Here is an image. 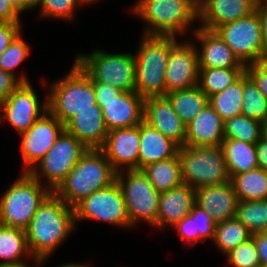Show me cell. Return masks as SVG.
I'll return each instance as SVG.
<instances>
[{
	"mask_svg": "<svg viewBox=\"0 0 267 267\" xmlns=\"http://www.w3.org/2000/svg\"><path fill=\"white\" fill-rule=\"evenodd\" d=\"M140 124L108 132L100 148L116 172L138 169ZM125 168V169H124Z\"/></svg>",
	"mask_w": 267,
	"mask_h": 267,
	"instance_id": "16",
	"label": "cell"
},
{
	"mask_svg": "<svg viewBox=\"0 0 267 267\" xmlns=\"http://www.w3.org/2000/svg\"><path fill=\"white\" fill-rule=\"evenodd\" d=\"M235 217L252 234L264 232L267 228V199L238 201Z\"/></svg>",
	"mask_w": 267,
	"mask_h": 267,
	"instance_id": "35",
	"label": "cell"
},
{
	"mask_svg": "<svg viewBox=\"0 0 267 267\" xmlns=\"http://www.w3.org/2000/svg\"><path fill=\"white\" fill-rule=\"evenodd\" d=\"M74 61L91 80L110 84L120 91H135L133 53L113 54L96 49L88 55H77Z\"/></svg>",
	"mask_w": 267,
	"mask_h": 267,
	"instance_id": "8",
	"label": "cell"
},
{
	"mask_svg": "<svg viewBox=\"0 0 267 267\" xmlns=\"http://www.w3.org/2000/svg\"><path fill=\"white\" fill-rule=\"evenodd\" d=\"M247 74L257 84L258 90L267 99V61H258L246 65Z\"/></svg>",
	"mask_w": 267,
	"mask_h": 267,
	"instance_id": "42",
	"label": "cell"
},
{
	"mask_svg": "<svg viewBox=\"0 0 267 267\" xmlns=\"http://www.w3.org/2000/svg\"><path fill=\"white\" fill-rule=\"evenodd\" d=\"M224 138L256 144L263 137V122L244 115L227 119L223 124Z\"/></svg>",
	"mask_w": 267,
	"mask_h": 267,
	"instance_id": "34",
	"label": "cell"
},
{
	"mask_svg": "<svg viewBox=\"0 0 267 267\" xmlns=\"http://www.w3.org/2000/svg\"><path fill=\"white\" fill-rule=\"evenodd\" d=\"M231 182L234 186L238 201H257L267 199V171L259 167L233 175Z\"/></svg>",
	"mask_w": 267,
	"mask_h": 267,
	"instance_id": "30",
	"label": "cell"
},
{
	"mask_svg": "<svg viewBox=\"0 0 267 267\" xmlns=\"http://www.w3.org/2000/svg\"><path fill=\"white\" fill-rule=\"evenodd\" d=\"M178 158L183 183L194 189L231 181L221 146H179Z\"/></svg>",
	"mask_w": 267,
	"mask_h": 267,
	"instance_id": "7",
	"label": "cell"
},
{
	"mask_svg": "<svg viewBox=\"0 0 267 267\" xmlns=\"http://www.w3.org/2000/svg\"><path fill=\"white\" fill-rule=\"evenodd\" d=\"M246 68H199L198 86L209 98L237 81Z\"/></svg>",
	"mask_w": 267,
	"mask_h": 267,
	"instance_id": "31",
	"label": "cell"
},
{
	"mask_svg": "<svg viewBox=\"0 0 267 267\" xmlns=\"http://www.w3.org/2000/svg\"><path fill=\"white\" fill-rule=\"evenodd\" d=\"M20 14L7 0H0V22H21Z\"/></svg>",
	"mask_w": 267,
	"mask_h": 267,
	"instance_id": "48",
	"label": "cell"
},
{
	"mask_svg": "<svg viewBox=\"0 0 267 267\" xmlns=\"http://www.w3.org/2000/svg\"><path fill=\"white\" fill-rule=\"evenodd\" d=\"M29 82L28 77L22 74L17 77L9 72L0 69V104H2L21 83Z\"/></svg>",
	"mask_w": 267,
	"mask_h": 267,
	"instance_id": "41",
	"label": "cell"
},
{
	"mask_svg": "<svg viewBox=\"0 0 267 267\" xmlns=\"http://www.w3.org/2000/svg\"><path fill=\"white\" fill-rule=\"evenodd\" d=\"M42 0H24V11L32 10L34 8H38V5Z\"/></svg>",
	"mask_w": 267,
	"mask_h": 267,
	"instance_id": "51",
	"label": "cell"
},
{
	"mask_svg": "<svg viewBox=\"0 0 267 267\" xmlns=\"http://www.w3.org/2000/svg\"><path fill=\"white\" fill-rule=\"evenodd\" d=\"M143 120L179 146L185 145L186 125L173 110L166 96L144 99Z\"/></svg>",
	"mask_w": 267,
	"mask_h": 267,
	"instance_id": "20",
	"label": "cell"
},
{
	"mask_svg": "<svg viewBox=\"0 0 267 267\" xmlns=\"http://www.w3.org/2000/svg\"><path fill=\"white\" fill-rule=\"evenodd\" d=\"M52 193L29 172L20 177L0 198V224L26 230L39 206Z\"/></svg>",
	"mask_w": 267,
	"mask_h": 267,
	"instance_id": "6",
	"label": "cell"
},
{
	"mask_svg": "<svg viewBox=\"0 0 267 267\" xmlns=\"http://www.w3.org/2000/svg\"><path fill=\"white\" fill-rule=\"evenodd\" d=\"M195 203L217 224L236 216L238 198L232 182L195 189Z\"/></svg>",
	"mask_w": 267,
	"mask_h": 267,
	"instance_id": "21",
	"label": "cell"
},
{
	"mask_svg": "<svg viewBox=\"0 0 267 267\" xmlns=\"http://www.w3.org/2000/svg\"><path fill=\"white\" fill-rule=\"evenodd\" d=\"M11 6L20 14L24 12V0H7Z\"/></svg>",
	"mask_w": 267,
	"mask_h": 267,
	"instance_id": "50",
	"label": "cell"
},
{
	"mask_svg": "<svg viewBox=\"0 0 267 267\" xmlns=\"http://www.w3.org/2000/svg\"><path fill=\"white\" fill-rule=\"evenodd\" d=\"M74 210L75 222L99 220L119 228L131 227L123 194L116 181L84 198L74 207Z\"/></svg>",
	"mask_w": 267,
	"mask_h": 267,
	"instance_id": "11",
	"label": "cell"
},
{
	"mask_svg": "<svg viewBox=\"0 0 267 267\" xmlns=\"http://www.w3.org/2000/svg\"><path fill=\"white\" fill-rule=\"evenodd\" d=\"M131 8L147 23L143 34L148 35H184L198 20V6L192 0H137Z\"/></svg>",
	"mask_w": 267,
	"mask_h": 267,
	"instance_id": "4",
	"label": "cell"
},
{
	"mask_svg": "<svg viewBox=\"0 0 267 267\" xmlns=\"http://www.w3.org/2000/svg\"><path fill=\"white\" fill-rule=\"evenodd\" d=\"M197 6H199L205 0H192Z\"/></svg>",
	"mask_w": 267,
	"mask_h": 267,
	"instance_id": "56",
	"label": "cell"
},
{
	"mask_svg": "<svg viewBox=\"0 0 267 267\" xmlns=\"http://www.w3.org/2000/svg\"><path fill=\"white\" fill-rule=\"evenodd\" d=\"M99 0H81L83 5H87L88 3H95L98 2Z\"/></svg>",
	"mask_w": 267,
	"mask_h": 267,
	"instance_id": "55",
	"label": "cell"
},
{
	"mask_svg": "<svg viewBox=\"0 0 267 267\" xmlns=\"http://www.w3.org/2000/svg\"><path fill=\"white\" fill-rule=\"evenodd\" d=\"M48 110L64 125L80 110L94 108L96 95L91 78L74 61L71 70L48 86Z\"/></svg>",
	"mask_w": 267,
	"mask_h": 267,
	"instance_id": "5",
	"label": "cell"
},
{
	"mask_svg": "<svg viewBox=\"0 0 267 267\" xmlns=\"http://www.w3.org/2000/svg\"><path fill=\"white\" fill-rule=\"evenodd\" d=\"M258 0H205L198 6L200 28L215 31L219 26L256 11Z\"/></svg>",
	"mask_w": 267,
	"mask_h": 267,
	"instance_id": "19",
	"label": "cell"
},
{
	"mask_svg": "<svg viewBox=\"0 0 267 267\" xmlns=\"http://www.w3.org/2000/svg\"><path fill=\"white\" fill-rule=\"evenodd\" d=\"M193 29L191 33L200 43V50L195 45L199 68H246L215 31L198 26Z\"/></svg>",
	"mask_w": 267,
	"mask_h": 267,
	"instance_id": "18",
	"label": "cell"
},
{
	"mask_svg": "<svg viewBox=\"0 0 267 267\" xmlns=\"http://www.w3.org/2000/svg\"><path fill=\"white\" fill-rule=\"evenodd\" d=\"M116 173L100 149H87L54 193L74 208L90 194L114 183Z\"/></svg>",
	"mask_w": 267,
	"mask_h": 267,
	"instance_id": "3",
	"label": "cell"
},
{
	"mask_svg": "<svg viewBox=\"0 0 267 267\" xmlns=\"http://www.w3.org/2000/svg\"><path fill=\"white\" fill-rule=\"evenodd\" d=\"M24 256L34 259L28 248L25 230L0 224V265L24 264Z\"/></svg>",
	"mask_w": 267,
	"mask_h": 267,
	"instance_id": "27",
	"label": "cell"
},
{
	"mask_svg": "<svg viewBox=\"0 0 267 267\" xmlns=\"http://www.w3.org/2000/svg\"><path fill=\"white\" fill-rule=\"evenodd\" d=\"M22 22H0V55L9 47L13 39L20 33Z\"/></svg>",
	"mask_w": 267,
	"mask_h": 267,
	"instance_id": "44",
	"label": "cell"
},
{
	"mask_svg": "<svg viewBox=\"0 0 267 267\" xmlns=\"http://www.w3.org/2000/svg\"><path fill=\"white\" fill-rule=\"evenodd\" d=\"M65 125L47 110L25 132L20 134L24 171L29 172L53 146Z\"/></svg>",
	"mask_w": 267,
	"mask_h": 267,
	"instance_id": "13",
	"label": "cell"
},
{
	"mask_svg": "<svg viewBox=\"0 0 267 267\" xmlns=\"http://www.w3.org/2000/svg\"><path fill=\"white\" fill-rule=\"evenodd\" d=\"M22 34L20 32L0 55V69L15 76L16 68L29 56L31 50L28 43L22 38Z\"/></svg>",
	"mask_w": 267,
	"mask_h": 267,
	"instance_id": "37",
	"label": "cell"
},
{
	"mask_svg": "<svg viewBox=\"0 0 267 267\" xmlns=\"http://www.w3.org/2000/svg\"><path fill=\"white\" fill-rule=\"evenodd\" d=\"M96 100H109L116 97L121 91L110 84L92 80Z\"/></svg>",
	"mask_w": 267,
	"mask_h": 267,
	"instance_id": "46",
	"label": "cell"
},
{
	"mask_svg": "<svg viewBox=\"0 0 267 267\" xmlns=\"http://www.w3.org/2000/svg\"><path fill=\"white\" fill-rule=\"evenodd\" d=\"M263 137L267 139V120L263 122Z\"/></svg>",
	"mask_w": 267,
	"mask_h": 267,
	"instance_id": "54",
	"label": "cell"
},
{
	"mask_svg": "<svg viewBox=\"0 0 267 267\" xmlns=\"http://www.w3.org/2000/svg\"><path fill=\"white\" fill-rule=\"evenodd\" d=\"M30 82L20 86L0 104V123L6 120L19 133L27 131L48 110V100L39 101Z\"/></svg>",
	"mask_w": 267,
	"mask_h": 267,
	"instance_id": "14",
	"label": "cell"
},
{
	"mask_svg": "<svg viewBox=\"0 0 267 267\" xmlns=\"http://www.w3.org/2000/svg\"><path fill=\"white\" fill-rule=\"evenodd\" d=\"M142 170L159 193L183 184L178 154L170 159L152 163Z\"/></svg>",
	"mask_w": 267,
	"mask_h": 267,
	"instance_id": "29",
	"label": "cell"
},
{
	"mask_svg": "<svg viewBox=\"0 0 267 267\" xmlns=\"http://www.w3.org/2000/svg\"><path fill=\"white\" fill-rule=\"evenodd\" d=\"M195 221L196 233H200L202 242L206 239L213 241L216 223L211 215L203 210L196 203L193 205L192 211L189 214Z\"/></svg>",
	"mask_w": 267,
	"mask_h": 267,
	"instance_id": "40",
	"label": "cell"
},
{
	"mask_svg": "<svg viewBox=\"0 0 267 267\" xmlns=\"http://www.w3.org/2000/svg\"><path fill=\"white\" fill-rule=\"evenodd\" d=\"M258 167L267 171V139L262 137L255 144Z\"/></svg>",
	"mask_w": 267,
	"mask_h": 267,
	"instance_id": "49",
	"label": "cell"
},
{
	"mask_svg": "<svg viewBox=\"0 0 267 267\" xmlns=\"http://www.w3.org/2000/svg\"><path fill=\"white\" fill-rule=\"evenodd\" d=\"M87 149L74 135L64 130L29 173L41 183L45 178L46 186L54 192Z\"/></svg>",
	"mask_w": 267,
	"mask_h": 267,
	"instance_id": "10",
	"label": "cell"
},
{
	"mask_svg": "<svg viewBox=\"0 0 267 267\" xmlns=\"http://www.w3.org/2000/svg\"><path fill=\"white\" fill-rule=\"evenodd\" d=\"M57 267H65V264H63V265L61 264L60 266H57Z\"/></svg>",
	"mask_w": 267,
	"mask_h": 267,
	"instance_id": "57",
	"label": "cell"
},
{
	"mask_svg": "<svg viewBox=\"0 0 267 267\" xmlns=\"http://www.w3.org/2000/svg\"><path fill=\"white\" fill-rule=\"evenodd\" d=\"M96 102L102 108L108 131L134 127L143 121L144 99L136 91H121L113 99Z\"/></svg>",
	"mask_w": 267,
	"mask_h": 267,
	"instance_id": "17",
	"label": "cell"
},
{
	"mask_svg": "<svg viewBox=\"0 0 267 267\" xmlns=\"http://www.w3.org/2000/svg\"><path fill=\"white\" fill-rule=\"evenodd\" d=\"M195 204V189L187 184L160 193L155 228L173 227L189 215Z\"/></svg>",
	"mask_w": 267,
	"mask_h": 267,
	"instance_id": "23",
	"label": "cell"
},
{
	"mask_svg": "<svg viewBox=\"0 0 267 267\" xmlns=\"http://www.w3.org/2000/svg\"><path fill=\"white\" fill-rule=\"evenodd\" d=\"M82 5L81 0H42L38 6L40 7V17L73 21L76 8Z\"/></svg>",
	"mask_w": 267,
	"mask_h": 267,
	"instance_id": "38",
	"label": "cell"
},
{
	"mask_svg": "<svg viewBox=\"0 0 267 267\" xmlns=\"http://www.w3.org/2000/svg\"><path fill=\"white\" fill-rule=\"evenodd\" d=\"M251 237L252 233L236 217H233L215 225L213 242L226 255Z\"/></svg>",
	"mask_w": 267,
	"mask_h": 267,
	"instance_id": "33",
	"label": "cell"
},
{
	"mask_svg": "<svg viewBox=\"0 0 267 267\" xmlns=\"http://www.w3.org/2000/svg\"><path fill=\"white\" fill-rule=\"evenodd\" d=\"M215 32L244 65L263 61L262 29L256 11L219 26Z\"/></svg>",
	"mask_w": 267,
	"mask_h": 267,
	"instance_id": "12",
	"label": "cell"
},
{
	"mask_svg": "<svg viewBox=\"0 0 267 267\" xmlns=\"http://www.w3.org/2000/svg\"><path fill=\"white\" fill-rule=\"evenodd\" d=\"M172 104L173 110L185 125H188L209 103V98L198 85L177 90L165 95Z\"/></svg>",
	"mask_w": 267,
	"mask_h": 267,
	"instance_id": "28",
	"label": "cell"
},
{
	"mask_svg": "<svg viewBox=\"0 0 267 267\" xmlns=\"http://www.w3.org/2000/svg\"><path fill=\"white\" fill-rule=\"evenodd\" d=\"M243 101V75L221 92L209 97V104L222 120L241 115Z\"/></svg>",
	"mask_w": 267,
	"mask_h": 267,
	"instance_id": "32",
	"label": "cell"
},
{
	"mask_svg": "<svg viewBox=\"0 0 267 267\" xmlns=\"http://www.w3.org/2000/svg\"><path fill=\"white\" fill-rule=\"evenodd\" d=\"M199 65L195 44L177 42L170 50L166 68V94L198 84Z\"/></svg>",
	"mask_w": 267,
	"mask_h": 267,
	"instance_id": "15",
	"label": "cell"
},
{
	"mask_svg": "<svg viewBox=\"0 0 267 267\" xmlns=\"http://www.w3.org/2000/svg\"><path fill=\"white\" fill-rule=\"evenodd\" d=\"M230 267H260L255 241L251 237L226 254Z\"/></svg>",
	"mask_w": 267,
	"mask_h": 267,
	"instance_id": "39",
	"label": "cell"
},
{
	"mask_svg": "<svg viewBox=\"0 0 267 267\" xmlns=\"http://www.w3.org/2000/svg\"><path fill=\"white\" fill-rule=\"evenodd\" d=\"M135 57V91L143 98L166 95L165 76L171 48L178 42L170 35L143 34Z\"/></svg>",
	"mask_w": 267,
	"mask_h": 267,
	"instance_id": "2",
	"label": "cell"
},
{
	"mask_svg": "<svg viewBox=\"0 0 267 267\" xmlns=\"http://www.w3.org/2000/svg\"><path fill=\"white\" fill-rule=\"evenodd\" d=\"M261 266H267V232L252 234Z\"/></svg>",
	"mask_w": 267,
	"mask_h": 267,
	"instance_id": "47",
	"label": "cell"
},
{
	"mask_svg": "<svg viewBox=\"0 0 267 267\" xmlns=\"http://www.w3.org/2000/svg\"><path fill=\"white\" fill-rule=\"evenodd\" d=\"M116 182L121 188L131 227L141 221L154 227L160 193L149 182L143 170L117 172Z\"/></svg>",
	"mask_w": 267,
	"mask_h": 267,
	"instance_id": "9",
	"label": "cell"
},
{
	"mask_svg": "<svg viewBox=\"0 0 267 267\" xmlns=\"http://www.w3.org/2000/svg\"><path fill=\"white\" fill-rule=\"evenodd\" d=\"M241 114L261 122L267 120V99L258 90L257 84L247 72L243 74V101Z\"/></svg>",
	"mask_w": 267,
	"mask_h": 267,
	"instance_id": "36",
	"label": "cell"
},
{
	"mask_svg": "<svg viewBox=\"0 0 267 267\" xmlns=\"http://www.w3.org/2000/svg\"><path fill=\"white\" fill-rule=\"evenodd\" d=\"M28 265L29 264L24 263V264H17V265H3V266L0 265V267H30Z\"/></svg>",
	"mask_w": 267,
	"mask_h": 267,
	"instance_id": "53",
	"label": "cell"
},
{
	"mask_svg": "<svg viewBox=\"0 0 267 267\" xmlns=\"http://www.w3.org/2000/svg\"><path fill=\"white\" fill-rule=\"evenodd\" d=\"M173 229H176L177 235L185 241L189 242L191 245H195L200 241V233H196V226L194 219L187 215L176 225L173 226Z\"/></svg>",
	"mask_w": 267,
	"mask_h": 267,
	"instance_id": "43",
	"label": "cell"
},
{
	"mask_svg": "<svg viewBox=\"0 0 267 267\" xmlns=\"http://www.w3.org/2000/svg\"><path fill=\"white\" fill-rule=\"evenodd\" d=\"M75 210L52 192L33 215L26 232L27 244L37 266L43 265L75 230Z\"/></svg>",
	"mask_w": 267,
	"mask_h": 267,
	"instance_id": "1",
	"label": "cell"
},
{
	"mask_svg": "<svg viewBox=\"0 0 267 267\" xmlns=\"http://www.w3.org/2000/svg\"><path fill=\"white\" fill-rule=\"evenodd\" d=\"M256 12L262 29L263 60L267 59V0H258Z\"/></svg>",
	"mask_w": 267,
	"mask_h": 267,
	"instance_id": "45",
	"label": "cell"
},
{
	"mask_svg": "<svg viewBox=\"0 0 267 267\" xmlns=\"http://www.w3.org/2000/svg\"><path fill=\"white\" fill-rule=\"evenodd\" d=\"M221 149L230 177L258 167L255 144L224 139Z\"/></svg>",
	"mask_w": 267,
	"mask_h": 267,
	"instance_id": "26",
	"label": "cell"
},
{
	"mask_svg": "<svg viewBox=\"0 0 267 267\" xmlns=\"http://www.w3.org/2000/svg\"><path fill=\"white\" fill-rule=\"evenodd\" d=\"M65 130L88 149H100L109 132L103 119L102 108L97 103L94 108L78 111L65 124Z\"/></svg>",
	"mask_w": 267,
	"mask_h": 267,
	"instance_id": "22",
	"label": "cell"
},
{
	"mask_svg": "<svg viewBox=\"0 0 267 267\" xmlns=\"http://www.w3.org/2000/svg\"><path fill=\"white\" fill-rule=\"evenodd\" d=\"M179 145L144 120L140 123L138 169L175 157Z\"/></svg>",
	"mask_w": 267,
	"mask_h": 267,
	"instance_id": "25",
	"label": "cell"
},
{
	"mask_svg": "<svg viewBox=\"0 0 267 267\" xmlns=\"http://www.w3.org/2000/svg\"><path fill=\"white\" fill-rule=\"evenodd\" d=\"M65 267H92V266H90L89 264L87 265H85V264H74V263H65Z\"/></svg>",
	"mask_w": 267,
	"mask_h": 267,
	"instance_id": "52",
	"label": "cell"
},
{
	"mask_svg": "<svg viewBox=\"0 0 267 267\" xmlns=\"http://www.w3.org/2000/svg\"><path fill=\"white\" fill-rule=\"evenodd\" d=\"M224 121L208 103L186 125V146H221L224 138Z\"/></svg>",
	"mask_w": 267,
	"mask_h": 267,
	"instance_id": "24",
	"label": "cell"
}]
</instances>
